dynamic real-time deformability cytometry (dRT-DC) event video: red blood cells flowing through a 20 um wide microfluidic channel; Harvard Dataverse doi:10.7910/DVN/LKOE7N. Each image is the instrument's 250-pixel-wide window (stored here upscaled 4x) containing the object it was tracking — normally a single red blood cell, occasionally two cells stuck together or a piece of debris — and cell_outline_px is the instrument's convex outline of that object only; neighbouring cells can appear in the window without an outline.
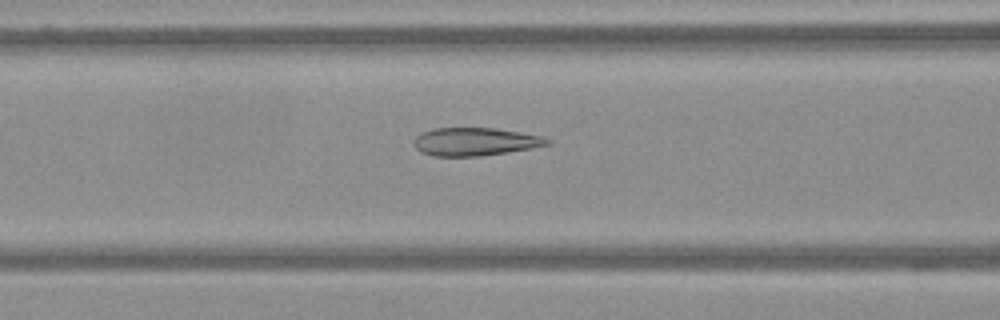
{"species": "Egyptian fruit bat (a non-hibernating species)", "species_latin": "Rousettus aegyptiacus", "temperature_condition": "warm", "stored_images_in_passage": 57, "camera_frame_rate_fps": 3000, "um_per_image_px": 0.085, "frame": {"image": 1, "passage_image": 21, "time_ms": 6.667, "image_size_px": [1000, 320], "cell_outline_px": [[552, 144], [532, 148], [508, 152], [480, 156], [432, 156], [420, 152], [412, 144], [412, 140], [420, 132], [436, 128], [496, 128], [544, 136], [552, 140]], "centroid_in_image_um": [40.38, 12.04], "position_along_channel_um": 126.2, "area_um2": 22.14}}
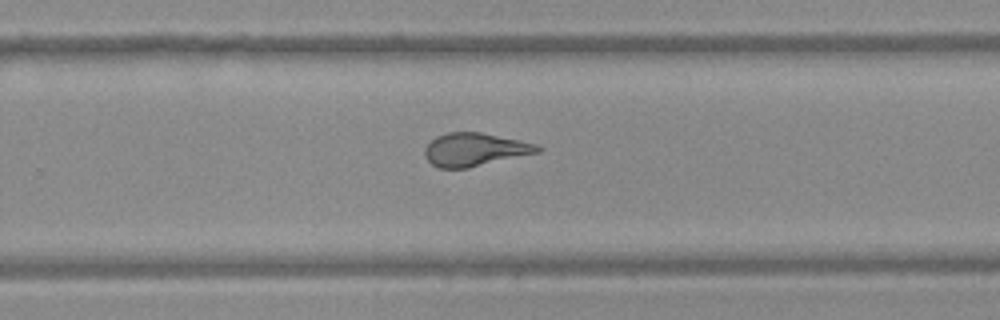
{"frame": {"image": 2, "passage_image": 36, "time_ms": 11.667, "image_size_px": [1000, 320], "cell_outline_px": [[544, 148], [540, 152], [468, 168], [440, 168], [432, 164], [424, 156], [424, 148], [436, 136], [448, 132], [480, 132], [536, 144]], "centroid_in_image_um": [40.35, 12.71], "position_along_channel_um": 289.5, "area_um2": 21.68}}
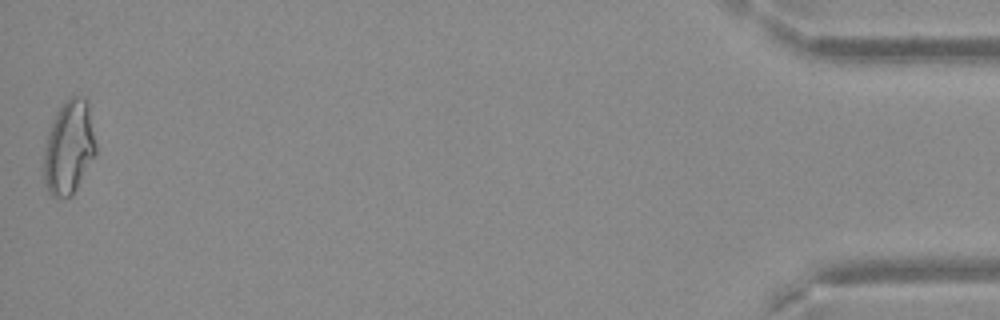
{"frame": {"image": 3, "passage_image": 57, "time_ms": 18.667, "image_size_px": [1000, 320], "cell_outline_px": [[96, 152], [72, 196], [52, 196], [48, 192], [44, 184], [44, 148], [48, 132], [56, 112], [68, 96], [84, 96], [88, 100], [96, 144]], "centroid_in_image_um": [5.85, 12.49], "position_along_channel_um": 429.3, "area_um2": 28.44}}